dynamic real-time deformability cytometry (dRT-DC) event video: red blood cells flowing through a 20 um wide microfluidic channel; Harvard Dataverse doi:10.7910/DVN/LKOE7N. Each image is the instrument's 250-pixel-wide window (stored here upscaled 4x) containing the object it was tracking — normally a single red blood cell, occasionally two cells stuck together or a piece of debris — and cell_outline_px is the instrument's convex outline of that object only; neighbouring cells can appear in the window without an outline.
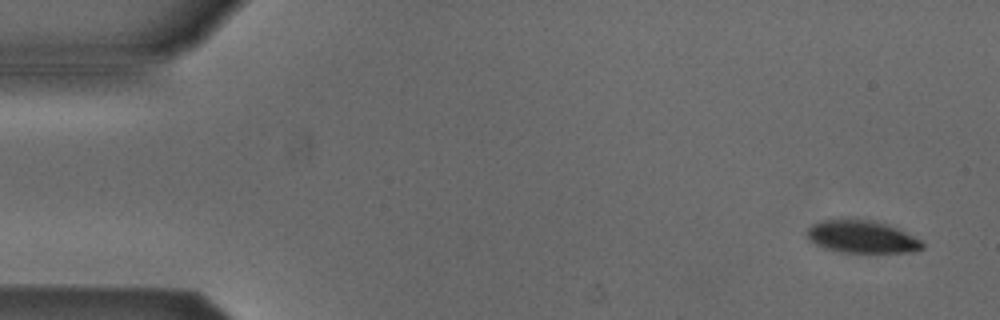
{"species": "Egyptian fruit bat (a non-hibernating species)", "species_latin": "Rousettus aegyptiacus", "temperature_condition": "cold", "stored_images_in_passage": 4, "camera_frame_rate_fps": 3000, "um_per_image_px": 0.085, "animal": {"sex": "male"}, "frame": {"image": 1, "passage_image": 1, "time_ms": 0.0, "image_size_px": [1000, 320], "cell_outline_px": [[924, 248], [912, 252], [840, 252], [824, 248], [808, 240], [808, 228], [812, 224], [820, 220], [840, 216], [872, 220], [896, 228], [920, 240], [924, 244]], "centroid_in_image_um": [73.18, 20.09], "position_along_channel_um": 11.8, "area_um2": 22.2}}
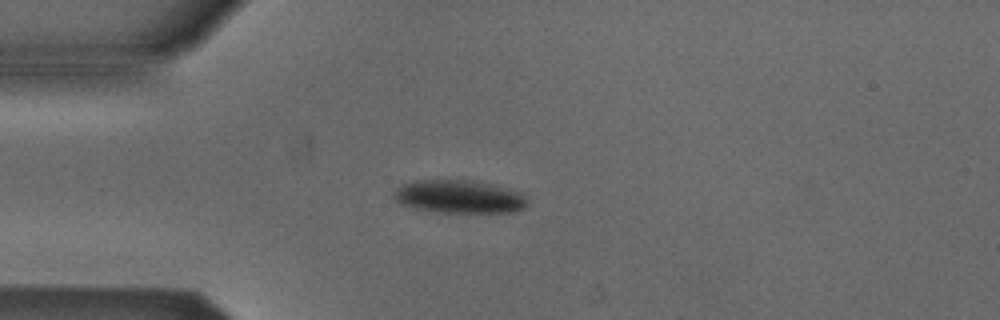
{"frame": {"image": 2, "passage_image": 4, "time_ms": 3.667, "image_size_px": [1000, 320], "cell_outline_px": [[528, 204], [524, 208], [512, 212], [440, 212], [416, 208], [400, 204], [392, 196], [392, 192], [396, 188], [404, 184], [416, 180], [468, 180], [492, 184], [524, 192], [528, 196]], "centroid_in_image_um": [39.07, 16.71], "position_along_channel_um": 45.9, "area_um2": 25.95}}